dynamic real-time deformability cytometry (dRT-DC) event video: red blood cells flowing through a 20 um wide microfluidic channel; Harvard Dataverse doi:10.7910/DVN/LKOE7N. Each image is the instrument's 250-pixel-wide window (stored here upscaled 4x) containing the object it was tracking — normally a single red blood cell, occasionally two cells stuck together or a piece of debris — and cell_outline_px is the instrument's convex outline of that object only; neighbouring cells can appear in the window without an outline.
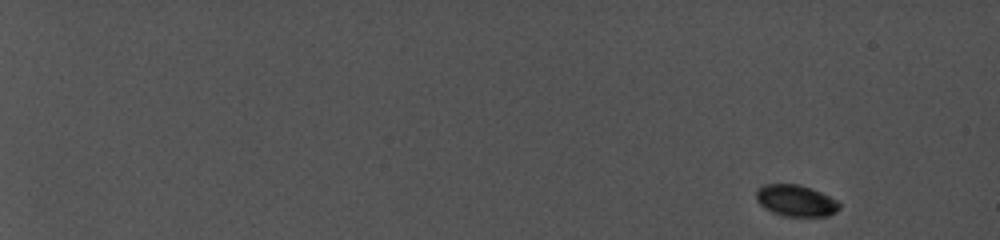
{"species": "common noctule bat (a hibernating species)", "species_latin": "Nyctalus noctula", "temperature_condition": "cold", "stored_images_in_passage": 17, "camera_frame_rate_fps": 5000, "um_per_image_px": 0.085, "animal": {"sex": "female", "body_mass_g": 19.0, "forearm_length_mm": 56.7}, "frame": {"image": 1, "passage_image": 1, "time_ms": 0.0, "image_size_px": [1000, 240], "cell_outline_px": [[840, 208], [836, 212], [828, 216], [784, 216], [772, 212], [764, 208], [756, 200], [756, 192], [764, 184], [800, 184], [812, 188], [836, 200], [840, 204]], "centroid_in_image_um": [67.65, 17.05], "position_along_channel_um": 17.4, "area_um2": 15.26}}